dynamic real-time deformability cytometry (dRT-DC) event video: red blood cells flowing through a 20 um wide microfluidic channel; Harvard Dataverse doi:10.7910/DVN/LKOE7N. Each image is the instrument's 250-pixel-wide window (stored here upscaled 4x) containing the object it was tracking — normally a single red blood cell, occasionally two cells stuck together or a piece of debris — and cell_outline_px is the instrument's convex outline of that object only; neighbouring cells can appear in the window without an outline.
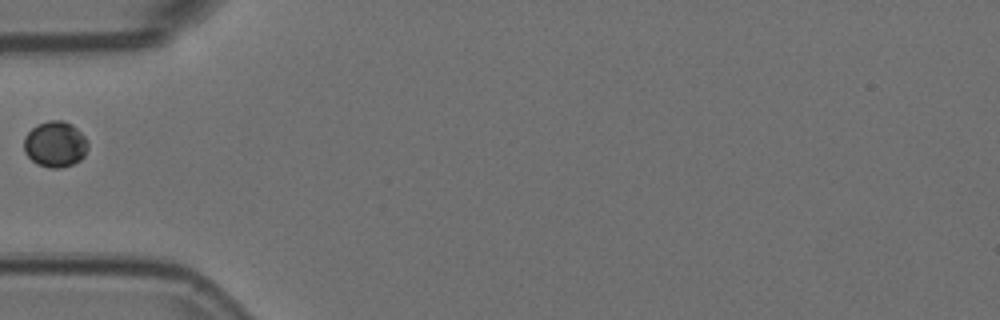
{"species": "Egyptian fruit bat (a non-hibernating species)", "species_latin": "Rousettus aegyptiacus", "temperature_condition": "room temperature", "stored_images_in_passage": 14, "camera_frame_rate_fps": 3000, "um_per_image_px": 0.085, "animal": {"sex": "female"}, "frame": {"image": 1, "passage_image": 1, "time_ms": 0.0, "image_size_px": [1000, 320], "cell_outline_px": [[88, 148], [84, 156], [80, 160], [72, 164], [60, 168], [48, 168], [36, 164], [24, 152], [24, 136], [36, 124], [48, 120], [60, 120], [72, 124], [88, 140]], "centroid_in_image_um": [4.68, 12.26], "position_along_channel_um": 80.3, "area_um2": 17.28}}
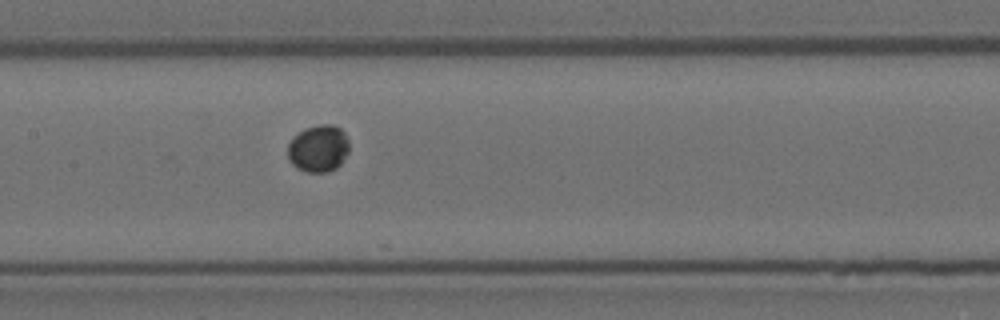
{"frame": {"image": 2, "passage_image": 9, "time_ms": 2.667, "image_size_px": [1000, 320], "cell_outline_px": [[348, 152], [340, 164], [336, 168], [328, 172], [308, 172], [292, 164], [288, 156], [288, 144], [292, 136], [304, 128], [320, 124], [332, 124], [340, 128], [344, 132], [348, 140]], "centroid_in_image_um": [27.06, 12.59], "position_along_channel_um": 180.3, "area_um2": 16.88}}
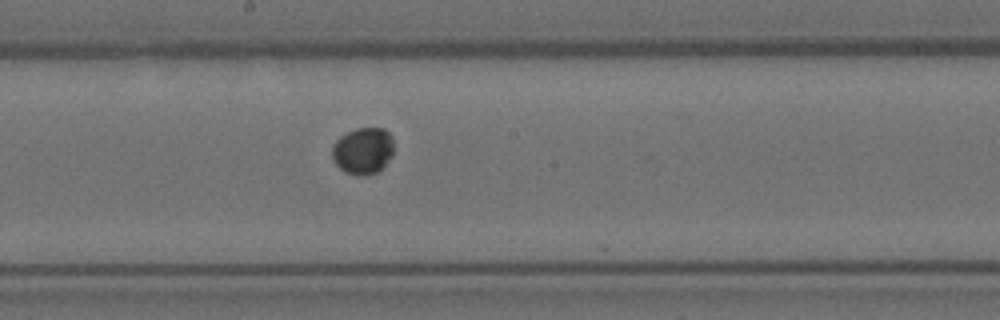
{"frame": {"image": 3, "passage_image": 12, "time_ms": 3.667, "image_size_px": [1000, 320], "cell_outline_px": [[392, 156], [376, 172], [368, 176], [364, 176], [348, 172], [340, 168], [332, 160], [332, 144], [340, 136], [356, 128], [384, 128], [392, 136]], "centroid_in_image_um": [30.83, 12.8], "position_along_channel_um": 217.4, "area_um2": 16.65}}